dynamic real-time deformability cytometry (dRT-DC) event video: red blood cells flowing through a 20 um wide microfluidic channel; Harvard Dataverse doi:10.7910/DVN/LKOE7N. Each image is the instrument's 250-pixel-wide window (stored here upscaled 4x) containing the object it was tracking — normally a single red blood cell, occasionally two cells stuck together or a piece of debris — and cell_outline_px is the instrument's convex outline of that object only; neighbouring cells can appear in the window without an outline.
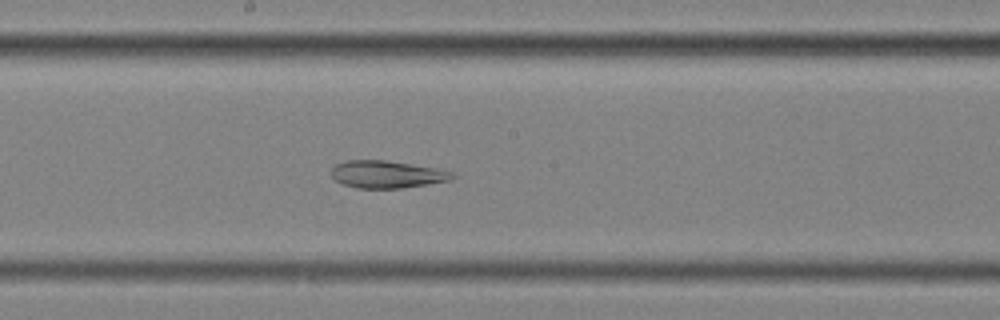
{"species": "common noctule bat (a hibernating species)", "species_latin": "Nyctalus noctula", "temperature_condition": "cold", "stored_images_in_passage": 46, "camera_frame_rate_fps": 3000, "um_per_image_px": 0.085, "animal": {"sex": "female", "body_mass_g": 25.1}, "frame": {"image": 1, "passage_image": 20, "time_ms": 6.333, "image_size_px": [1000, 320], "cell_outline_px": [[456, 176], [452, 180], [428, 184], [400, 188], [360, 188], [344, 184], [336, 180], [332, 176], [332, 168], [336, 164], [348, 160], [384, 160], [432, 168], [452, 172]], "centroid_in_image_um": [32.88, 14.82], "position_along_channel_um": 215.3, "area_um2": 18.9}}
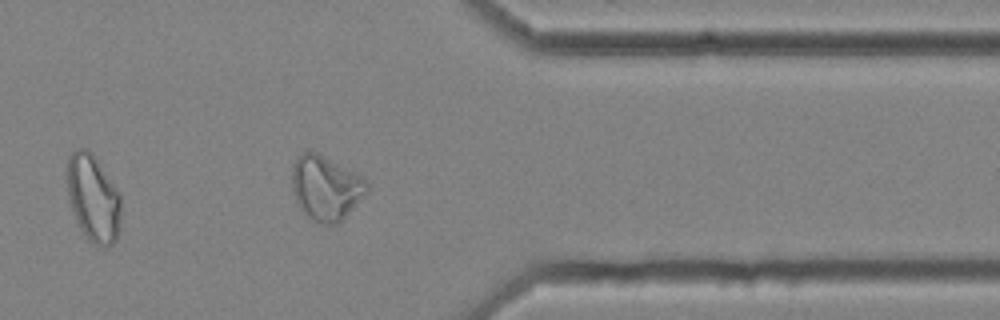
{"frame": {"image": 2, "passage_image": 35, "time_ms": 11.333, "image_size_px": [1000, 320], "cell_outline_px": [[368, 192], [340, 224], [320, 224], [308, 220], [300, 212], [296, 204], [292, 188], [292, 164], [296, 156], [304, 152], [316, 152], [364, 176], [368, 184]], "centroid_in_image_um": [27.68, 16.02], "position_along_channel_um": 383.7, "area_um2": 29.07}}
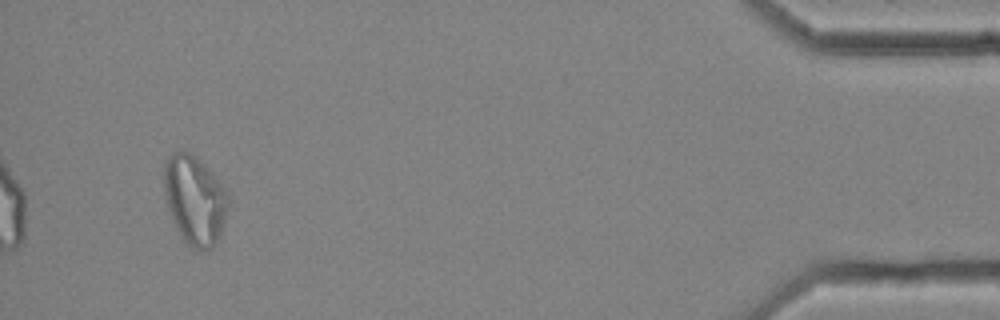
{"frame": {"image": 3, "passage_image": 43, "time_ms": 14.0, "image_size_px": [1000, 320], "cell_outline_px": [[228, 204], [220, 240], [212, 248], [200, 252], [196, 252], [180, 236], [172, 220], [168, 208], [164, 192], [164, 160], [172, 152], [188, 152], [196, 156], [212, 172], [228, 192]], "centroid_in_image_um": [16.55, 17.03], "position_along_channel_um": 418.6, "area_um2": 33.76}, "authors_computed_cell_mechanics": {"area_um2": 25.2297, "velocity_mm_per_s": 3.5342, "shape_relaxation_time_tau1_ms": null, "shape_relaxation_time_tau2_ms": 3.3895, "deformation_change_tau1": null, "deformation_change_tau2": 0.1184}}